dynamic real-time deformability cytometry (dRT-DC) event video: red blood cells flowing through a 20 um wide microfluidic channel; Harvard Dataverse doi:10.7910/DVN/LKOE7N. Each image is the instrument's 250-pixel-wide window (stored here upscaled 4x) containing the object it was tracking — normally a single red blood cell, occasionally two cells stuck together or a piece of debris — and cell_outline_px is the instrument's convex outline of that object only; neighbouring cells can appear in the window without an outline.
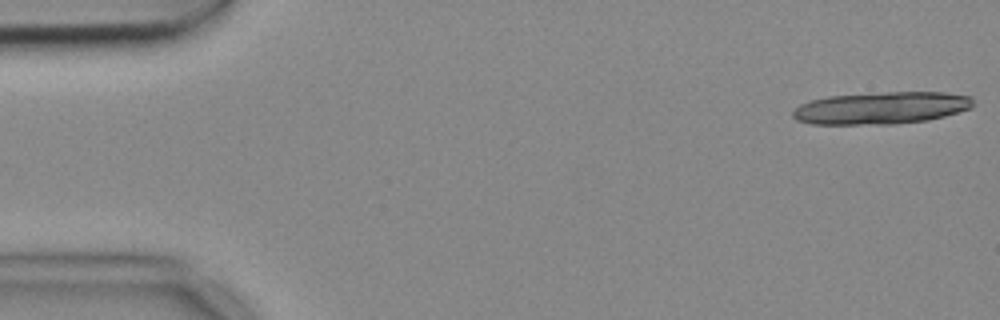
{"species": "common noctule bat (a hibernating species)", "species_latin": "Nyctalus noctula", "temperature_condition": "cold", "stored_images_in_passage": 6, "camera_frame_rate_fps": 3000, "um_per_image_px": 0.085, "animal": {"sex": "female", "body_mass_g": 18.4}, "frame": {"image": 1, "passage_image": 1, "time_ms": 0.0, "image_size_px": [1000, 320], "cell_outline_px": [[972, 108], [944, 116], [928, 120], [896, 124], [808, 124], [796, 120], [792, 116], [792, 112], [800, 104], [812, 100], [828, 96], [884, 92], [944, 92], [972, 96]], "centroid_in_image_um": [74.9, 9.18], "position_along_channel_um": 10.1, "area_um2": 33.99}}